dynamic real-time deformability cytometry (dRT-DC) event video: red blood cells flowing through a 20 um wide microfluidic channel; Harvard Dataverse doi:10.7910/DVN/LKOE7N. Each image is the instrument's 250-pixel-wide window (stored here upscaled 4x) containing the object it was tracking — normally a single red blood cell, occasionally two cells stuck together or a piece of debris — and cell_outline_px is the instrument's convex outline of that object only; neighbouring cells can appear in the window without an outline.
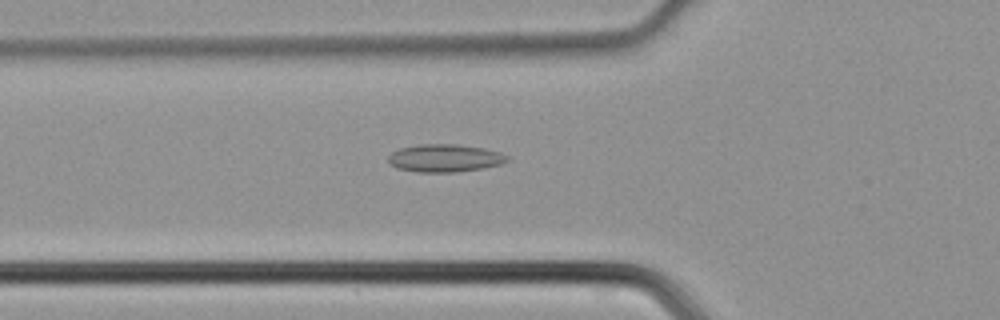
{"species": "common noctule bat (a hibernating species)", "species_latin": "Nyctalus noctula", "temperature_condition": "cold", "stored_images_in_passage": 40, "camera_frame_rate_fps": 3000, "um_per_image_px": 0.085, "animal": {"sex": "male", "body_mass_g": 21.5, "forearm_length_mm": 52.0}, "frame": {"image": 1, "passage_image": 11, "time_ms": 3.333, "image_size_px": [1000, 320], "cell_outline_px": [[508, 160], [500, 164], [484, 168], [456, 172], [416, 172], [400, 168], [392, 164], [388, 160], [388, 156], [392, 152], [400, 148], [420, 144], [456, 144], [484, 148], [500, 152], [508, 156]], "centroid_in_image_um": [37.83, 13.43], "position_along_channel_um": 88.0, "area_um2": 19.13}}
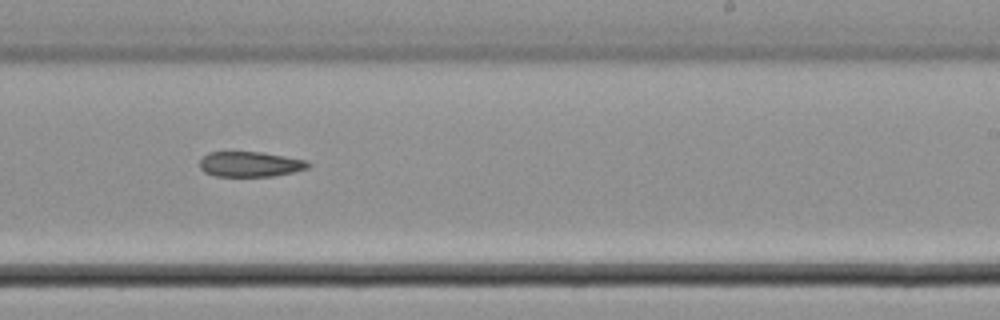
{"frame": {"image": 2, "passage_image": 23, "time_ms": 7.333, "image_size_px": [1000, 320], "cell_outline_px": [[312, 164], [308, 168], [292, 172], [272, 176], [216, 176], [204, 172], [200, 168], [200, 160], [208, 152], [264, 152], [308, 160]], "centroid_in_image_um": [21.29, 13.95], "position_along_channel_um": 267.7, "area_um2": 16.01}}
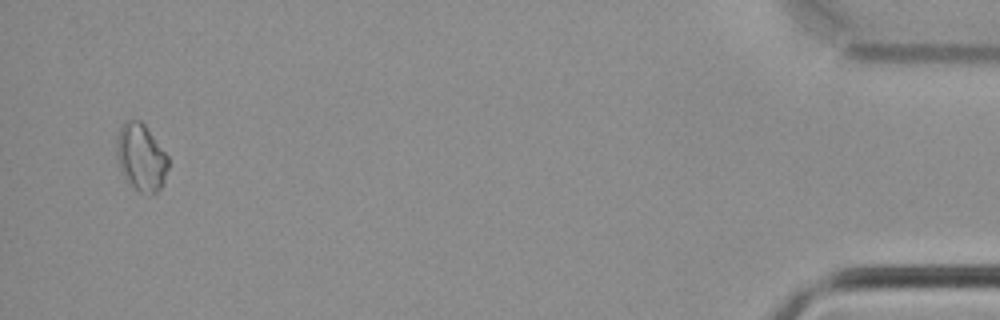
{"frame": {"image": 3, "passage_image": 39, "time_ms": 12.667, "image_size_px": [1000, 320], "cell_outline_px": [[168, 168], [164, 184], [152, 196], [140, 192], [128, 180], [120, 168], [116, 156], [116, 140], [120, 128], [124, 120], [140, 120], [144, 124], [168, 156]], "centroid_in_image_um": [12.0, 13.37], "position_along_channel_um": 423.2, "area_um2": 20.11}}